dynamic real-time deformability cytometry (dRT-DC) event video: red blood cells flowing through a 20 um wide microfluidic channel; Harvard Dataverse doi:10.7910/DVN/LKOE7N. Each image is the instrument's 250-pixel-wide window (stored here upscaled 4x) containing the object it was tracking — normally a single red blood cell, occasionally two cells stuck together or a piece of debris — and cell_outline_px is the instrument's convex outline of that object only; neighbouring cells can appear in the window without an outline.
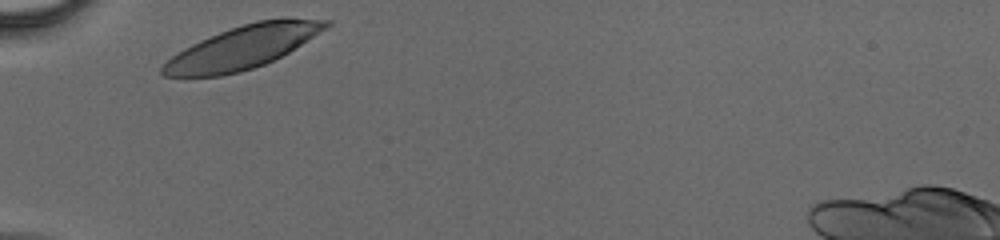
{"species": "human", "species_latin": "Homo sapiens", "temperature_condition": "cold", "stored_images_in_passage": 25, "camera_frame_rate_fps": 3000, "um_per_image_px": 0.085, "donor": {"sex": "male"}, "frame": {"image": 1, "passage_image": 1, "time_ms": 0.0, "image_size_px": [1000, 240], "cell_outline_px": [[332, 24], [328, 28], [288, 52], [264, 64], [240, 72], [220, 76], [164, 76], [160, 72], [160, 68], [172, 56], [184, 48], [200, 40], [220, 32], [256, 20], [332, 20]], "centroid_in_image_um": [20.59, 4.05], "position_along_channel_um": 64.4, "area_um2": 39.82}}
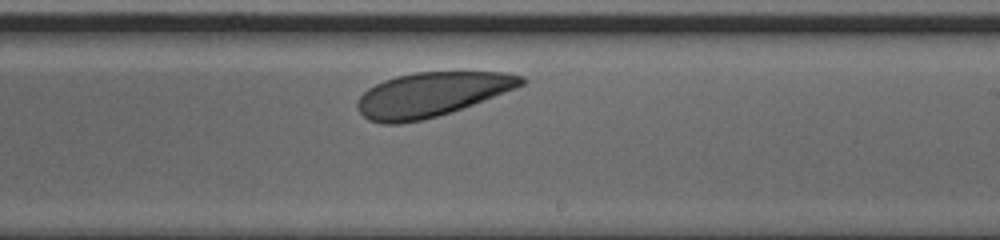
{"frame": {"image": 2, "passage_image": 15, "time_ms": 4.667, "image_size_px": [1000, 240], "cell_outline_px": [[528, 80], [524, 84], [516, 88], [472, 104], [424, 120], [400, 124], [380, 124], [368, 120], [356, 108], [356, 104], [360, 96], [368, 88], [384, 80], [396, 76], [416, 72], [508, 72], [524, 76]], "centroid_in_image_um": [36.66, 8.03], "position_along_channel_um": 252.3, "area_um2": 42.19}}
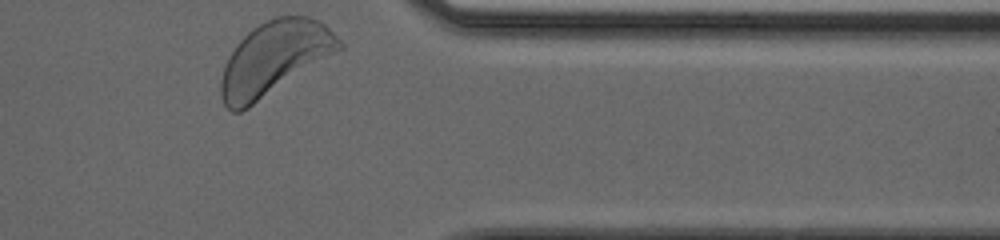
{"frame": {"image": 3, "passage_image": 25, "time_ms": 8.0, "image_size_px": [1000, 240], "cell_outline_px": [[344, 48], [248, 108], [240, 112], [232, 112], [224, 104], [220, 96], [220, 80], [224, 64], [228, 56], [236, 44], [248, 32], [260, 24], [276, 16], [308, 16], [324, 24], [344, 44]], "centroid_in_image_um": [23.3, 4.97], "position_along_channel_um": 388.1, "area_um2": 50.4}}